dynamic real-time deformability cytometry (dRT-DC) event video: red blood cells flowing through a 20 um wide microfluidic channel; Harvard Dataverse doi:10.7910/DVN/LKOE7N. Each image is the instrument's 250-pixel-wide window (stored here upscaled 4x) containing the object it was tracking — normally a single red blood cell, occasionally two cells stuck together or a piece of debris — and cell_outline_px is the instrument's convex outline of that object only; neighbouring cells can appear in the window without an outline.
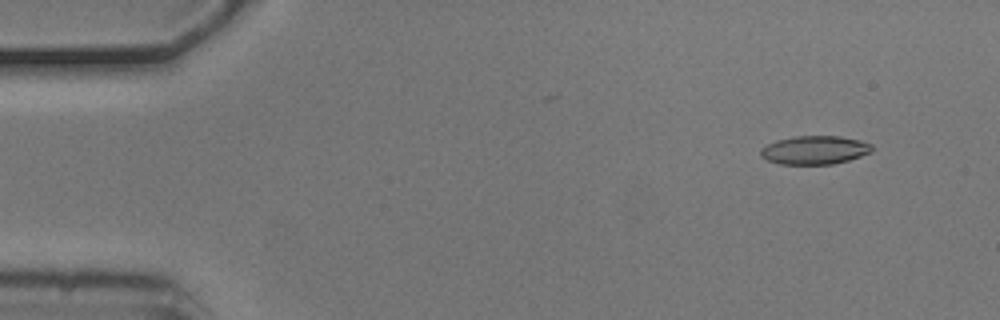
{"species": "common noctule bat (a hibernating species)", "species_latin": "Nyctalus noctula", "temperature_condition": "cold", "stored_images_in_passage": 5, "camera_frame_rate_fps": 3000, "um_per_image_px": 0.085, "animal": {"sex": "male", "body_mass_g": 20.5, "forearm_length_mm": 52.5}, "frame": {"image": 1, "passage_image": 2, "time_ms": 0.333, "image_size_px": [1000, 320], "cell_outline_px": [[872, 152], [848, 160], [832, 164], [780, 164], [768, 160], [760, 156], [760, 148], [776, 140], [796, 136], [840, 136], [860, 140], [872, 144]], "centroid_in_image_um": [69.24, 12.75], "position_along_channel_um": 15.8, "area_um2": 18.5}}
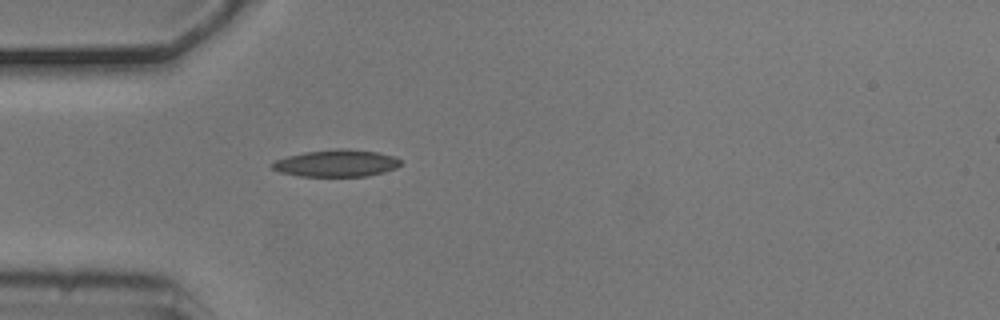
{"frame": {"image": 2, "passage_image": 5, "time_ms": 1.333, "image_size_px": [1000, 320], "cell_outline_px": [[400, 164], [396, 168], [384, 172], [368, 176], [300, 176], [280, 172], [272, 168], [268, 164], [276, 160], [288, 156], [304, 152], [336, 148], [344, 148], [376, 152], [396, 156], [400, 160]], "centroid_in_image_um": [28.59, 13.87], "position_along_channel_um": 56.4, "area_um2": 20.29}}